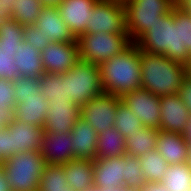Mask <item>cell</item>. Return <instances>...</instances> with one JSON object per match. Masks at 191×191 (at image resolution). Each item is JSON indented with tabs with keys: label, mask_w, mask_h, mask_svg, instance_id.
I'll use <instances>...</instances> for the list:
<instances>
[{
	"label": "cell",
	"mask_w": 191,
	"mask_h": 191,
	"mask_svg": "<svg viewBox=\"0 0 191 191\" xmlns=\"http://www.w3.org/2000/svg\"><path fill=\"white\" fill-rule=\"evenodd\" d=\"M139 49L188 66L191 60V12L176 4L136 42Z\"/></svg>",
	"instance_id": "obj_1"
},
{
	"label": "cell",
	"mask_w": 191,
	"mask_h": 191,
	"mask_svg": "<svg viewBox=\"0 0 191 191\" xmlns=\"http://www.w3.org/2000/svg\"><path fill=\"white\" fill-rule=\"evenodd\" d=\"M141 87L155 96L176 95L188 76V66L177 63L164 55L139 49Z\"/></svg>",
	"instance_id": "obj_2"
},
{
	"label": "cell",
	"mask_w": 191,
	"mask_h": 191,
	"mask_svg": "<svg viewBox=\"0 0 191 191\" xmlns=\"http://www.w3.org/2000/svg\"><path fill=\"white\" fill-rule=\"evenodd\" d=\"M98 67L106 94L121 97L126 92L141 88L139 48L134 42Z\"/></svg>",
	"instance_id": "obj_3"
},
{
	"label": "cell",
	"mask_w": 191,
	"mask_h": 191,
	"mask_svg": "<svg viewBox=\"0 0 191 191\" xmlns=\"http://www.w3.org/2000/svg\"><path fill=\"white\" fill-rule=\"evenodd\" d=\"M46 162L39 151H21L0 166L7 175L12 191H38Z\"/></svg>",
	"instance_id": "obj_4"
},
{
	"label": "cell",
	"mask_w": 191,
	"mask_h": 191,
	"mask_svg": "<svg viewBox=\"0 0 191 191\" xmlns=\"http://www.w3.org/2000/svg\"><path fill=\"white\" fill-rule=\"evenodd\" d=\"M66 96L80 108L94 97L104 94L99 67L89 61L79 60L69 71L61 73Z\"/></svg>",
	"instance_id": "obj_5"
},
{
	"label": "cell",
	"mask_w": 191,
	"mask_h": 191,
	"mask_svg": "<svg viewBox=\"0 0 191 191\" xmlns=\"http://www.w3.org/2000/svg\"><path fill=\"white\" fill-rule=\"evenodd\" d=\"M123 4L127 34L134 43L176 5L173 0H128Z\"/></svg>",
	"instance_id": "obj_6"
},
{
	"label": "cell",
	"mask_w": 191,
	"mask_h": 191,
	"mask_svg": "<svg viewBox=\"0 0 191 191\" xmlns=\"http://www.w3.org/2000/svg\"><path fill=\"white\" fill-rule=\"evenodd\" d=\"M76 41L80 59L97 66L120 53L131 43L128 34H112L103 31L81 34Z\"/></svg>",
	"instance_id": "obj_7"
},
{
	"label": "cell",
	"mask_w": 191,
	"mask_h": 191,
	"mask_svg": "<svg viewBox=\"0 0 191 191\" xmlns=\"http://www.w3.org/2000/svg\"><path fill=\"white\" fill-rule=\"evenodd\" d=\"M127 34L125 8L116 0H99L91 12L85 33Z\"/></svg>",
	"instance_id": "obj_8"
},
{
	"label": "cell",
	"mask_w": 191,
	"mask_h": 191,
	"mask_svg": "<svg viewBox=\"0 0 191 191\" xmlns=\"http://www.w3.org/2000/svg\"><path fill=\"white\" fill-rule=\"evenodd\" d=\"M120 101L119 96L106 93L94 97L80 108V118L90 123L97 134H101L107 128L114 127Z\"/></svg>",
	"instance_id": "obj_9"
},
{
	"label": "cell",
	"mask_w": 191,
	"mask_h": 191,
	"mask_svg": "<svg viewBox=\"0 0 191 191\" xmlns=\"http://www.w3.org/2000/svg\"><path fill=\"white\" fill-rule=\"evenodd\" d=\"M120 98L143 126L159 130L161 116L159 96H155L141 87L126 92Z\"/></svg>",
	"instance_id": "obj_10"
},
{
	"label": "cell",
	"mask_w": 191,
	"mask_h": 191,
	"mask_svg": "<svg viewBox=\"0 0 191 191\" xmlns=\"http://www.w3.org/2000/svg\"><path fill=\"white\" fill-rule=\"evenodd\" d=\"M41 59L45 73H65L80 60L78 44L51 42L41 51Z\"/></svg>",
	"instance_id": "obj_11"
},
{
	"label": "cell",
	"mask_w": 191,
	"mask_h": 191,
	"mask_svg": "<svg viewBox=\"0 0 191 191\" xmlns=\"http://www.w3.org/2000/svg\"><path fill=\"white\" fill-rule=\"evenodd\" d=\"M47 107L49 110L43 125L46 133L70 132L80 118V107L68 98L64 101L48 102Z\"/></svg>",
	"instance_id": "obj_12"
},
{
	"label": "cell",
	"mask_w": 191,
	"mask_h": 191,
	"mask_svg": "<svg viewBox=\"0 0 191 191\" xmlns=\"http://www.w3.org/2000/svg\"><path fill=\"white\" fill-rule=\"evenodd\" d=\"M161 116L159 130L183 134L190 113L178 94L162 96L159 99Z\"/></svg>",
	"instance_id": "obj_13"
},
{
	"label": "cell",
	"mask_w": 191,
	"mask_h": 191,
	"mask_svg": "<svg viewBox=\"0 0 191 191\" xmlns=\"http://www.w3.org/2000/svg\"><path fill=\"white\" fill-rule=\"evenodd\" d=\"M99 0H62L57 7L61 18L77 38L87 31L91 12Z\"/></svg>",
	"instance_id": "obj_14"
},
{
	"label": "cell",
	"mask_w": 191,
	"mask_h": 191,
	"mask_svg": "<svg viewBox=\"0 0 191 191\" xmlns=\"http://www.w3.org/2000/svg\"><path fill=\"white\" fill-rule=\"evenodd\" d=\"M126 155L94 160V185L106 190L108 187L124 186L126 182Z\"/></svg>",
	"instance_id": "obj_15"
},
{
	"label": "cell",
	"mask_w": 191,
	"mask_h": 191,
	"mask_svg": "<svg viewBox=\"0 0 191 191\" xmlns=\"http://www.w3.org/2000/svg\"><path fill=\"white\" fill-rule=\"evenodd\" d=\"M34 25L50 42L77 43V38L61 18L57 7L44 6Z\"/></svg>",
	"instance_id": "obj_16"
},
{
	"label": "cell",
	"mask_w": 191,
	"mask_h": 191,
	"mask_svg": "<svg viewBox=\"0 0 191 191\" xmlns=\"http://www.w3.org/2000/svg\"><path fill=\"white\" fill-rule=\"evenodd\" d=\"M72 147L71 131L59 134L44 132L39 152L47 164L63 165L73 160Z\"/></svg>",
	"instance_id": "obj_17"
},
{
	"label": "cell",
	"mask_w": 191,
	"mask_h": 191,
	"mask_svg": "<svg viewBox=\"0 0 191 191\" xmlns=\"http://www.w3.org/2000/svg\"><path fill=\"white\" fill-rule=\"evenodd\" d=\"M6 128L9 130V136H12V148L15 152L39 151L41 149L44 133L42 127L13 118Z\"/></svg>",
	"instance_id": "obj_18"
},
{
	"label": "cell",
	"mask_w": 191,
	"mask_h": 191,
	"mask_svg": "<svg viewBox=\"0 0 191 191\" xmlns=\"http://www.w3.org/2000/svg\"><path fill=\"white\" fill-rule=\"evenodd\" d=\"M73 159L95 160L98 134L92 125L79 118L72 131Z\"/></svg>",
	"instance_id": "obj_19"
},
{
	"label": "cell",
	"mask_w": 191,
	"mask_h": 191,
	"mask_svg": "<svg viewBox=\"0 0 191 191\" xmlns=\"http://www.w3.org/2000/svg\"><path fill=\"white\" fill-rule=\"evenodd\" d=\"M156 150L169 165L186 163L188 142L183 134L158 130Z\"/></svg>",
	"instance_id": "obj_20"
},
{
	"label": "cell",
	"mask_w": 191,
	"mask_h": 191,
	"mask_svg": "<svg viewBox=\"0 0 191 191\" xmlns=\"http://www.w3.org/2000/svg\"><path fill=\"white\" fill-rule=\"evenodd\" d=\"M47 106V99L39 91L35 96L27 97L23 103L16 104L13 118L43 128L49 110Z\"/></svg>",
	"instance_id": "obj_21"
},
{
	"label": "cell",
	"mask_w": 191,
	"mask_h": 191,
	"mask_svg": "<svg viewBox=\"0 0 191 191\" xmlns=\"http://www.w3.org/2000/svg\"><path fill=\"white\" fill-rule=\"evenodd\" d=\"M67 184L75 191L94 185V160L73 159L63 164Z\"/></svg>",
	"instance_id": "obj_22"
},
{
	"label": "cell",
	"mask_w": 191,
	"mask_h": 191,
	"mask_svg": "<svg viewBox=\"0 0 191 191\" xmlns=\"http://www.w3.org/2000/svg\"><path fill=\"white\" fill-rule=\"evenodd\" d=\"M15 64L18 67L19 77L39 78L43 73L41 52L23 41L19 44L18 51L14 55Z\"/></svg>",
	"instance_id": "obj_23"
},
{
	"label": "cell",
	"mask_w": 191,
	"mask_h": 191,
	"mask_svg": "<svg viewBox=\"0 0 191 191\" xmlns=\"http://www.w3.org/2000/svg\"><path fill=\"white\" fill-rule=\"evenodd\" d=\"M126 152L125 138L115 127L107 128L103 133L98 134L95 159L124 156Z\"/></svg>",
	"instance_id": "obj_24"
},
{
	"label": "cell",
	"mask_w": 191,
	"mask_h": 191,
	"mask_svg": "<svg viewBox=\"0 0 191 191\" xmlns=\"http://www.w3.org/2000/svg\"><path fill=\"white\" fill-rule=\"evenodd\" d=\"M158 130L143 126L138 132L125 138L126 155L139 157L150 150H156Z\"/></svg>",
	"instance_id": "obj_25"
},
{
	"label": "cell",
	"mask_w": 191,
	"mask_h": 191,
	"mask_svg": "<svg viewBox=\"0 0 191 191\" xmlns=\"http://www.w3.org/2000/svg\"><path fill=\"white\" fill-rule=\"evenodd\" d=\"M161 183L167 191H191V167L187 163L169 165Z\"/></svg>",
	"instance_id": "obj_26"
},
{
	"label": "cell",
	"mask_w": 191,
	"mask_h": 191,
	"mask_svg": "<svg viewBox=\"0 0 191 191\" xmlns=\"http://www.w3.org/2000/svg\"><path fill=\"white\" fill-rule=\"evenodd\" d=\"M145 183H161L169 164L157 150L139 156Z\"/></svg>",
	"instance_id": "obj_27"
},
{
	"label": "cell",
	"mask_w": 191,
	"mask_h": 191,
	"mask_svg": "<svg viewBox=\"0 0 191 191\" xmlns=\"http://www.w3.org/2000/svg\"><path fill=\"white\" fill-rule=\"evenodd\" d=\"M38 191H68L63 165L46 164L41 174Z\"/></svg>",
	"instance_id": "obj_28"
},
{
	"label": "cell",
	"mask_w": 191,
	"mask_h": 191,
	"mask_svg": "<svg viewBox=\"0 0 191 191\" xmlns=\"http://www.w3.org/2000/svg\"><path fill=\"white\" fill-rule=\"evenodd\" d=\"M24 29L13 18L7 20L0 27V49L17 53L19 44L24 41Z\"/></svg>",
	"instance_id": "obj_29"
},
{
	"label": "cell",
	"mask_w": 191,
	"mask_h": 191,
	"mask_svg": "<svg viewBox=\"0 0 191 191\" xmlns=\"http://www.w3.org/2000/svg\"><path fill=\"white\" fill-rule=\"evenodd\" d=\"M43 7L40 0H15L12 18L24 27L34 25Z\"/></svg>",
	"instance_id": "obj_30"
},
{
	"label": "cell",
	"mask_w": 191,
	"mask_h": 191,
	"mask_svg": "<svg viewBox=\"0 0 191 191\" xmlns=\"http://www.w3.org/2000/svg\"><path fill=\"white\" fill-rule=\"evenodd\" d=\"M40 91L48 102L64 101L66 96L65 82L60 74L43 73L40 77Z\"/></svg>",
	"instance_id": "obj_31"
},
{
	"label": "cell",
	"mask_w": 191,
	"mask_h": 191,
	"mask_svg": "<svg viewBox=\"0 0 191 191\" xmlns=\"http://www.w3.org/2000/svg\"><path fill=\"white\" fill-rule=\"evenodd\" d=\"M114 127L127 138L138 132L142 127V123L135 117L133 112L122 102L118 103L116 118L114 119Z\"/></svg>",
	"instance_id": "obj_32"
},
{
	"label": "cell",
	"mask_w": 191,
	"mask_h": 191,
	"mask_svg": "<svg viewBox=\"0 0 191 191\" xmlns=\"http://www.w3.org/2000/svg\"><path fill=\"white\" fill-rule=\"evenodd\" d=\"M16 104L23 103L27 97L35 96L40 91V78L16 77L12 80Z\"/></svg>",
	"instance_id": "obj_33"
},
{
	"label": "cell",
	"mask_w": 191,
	"mask_h": 191,
	"mask_svg": "<svg viewBox=\"0 0 191 191\" xmlns=\"http://www.w3.org/2000/svg\"><path fill=\"white\" fill-rule=\"evenodd\" d=\"M126 165V182L124 186L141 189L145 184V179L139 157L126 155Z\"/></svg>",
	"instance_id": "obj_34"
},
{
	"label": "cell",
	"mask_w": 191,
	"mask_h": 191,
	"mask_svg": "<svg viewBox=\"0 0 191 191\" xmlns=\"http://www.w3.org/2000/svg\"><path fill=\"white\" fill-rule=\"evenodd\" d=\"M16 52H7L0 49V78L13 80L19 77L18 67L15 64Z\"/></svg>",
	"instance_id": "obj_35"
},
{
	"label": "cell",
	"mask_w": 191,
	"mask_h": 191,
	"mask_svg": "<svg viewBox=\"0 0 191 191\" xmlns=\"http://www.w3.org/2000/svg\"><path fill=\"white\" fill-rule=\"evenodd\" d=\"M24 41L40 52L45 46L51 43L47 38H45L42 31L35 27V25L25 26Z\"/></svg>",
	"instance_id": "obj_36"
},
{
	"label": "cell",
	"mask_w": 191,
	"mask_h": 191,
	"mask_svg": "<svg viewBox=\"0 0 191 191\" xmlns=\"http://www.w3.org/2000/svg\"><path fill=\"white\" fill-rule=\"evenodd\" d=\"M15 106L16 100L12 81L0 78V109L11 108L14 110Z\"/></svg>",
	"instance_id": "obj_37"
},
{
	"label": "cell",
	"mask_w": 191,
	"mask_h": 191,
	"mask_svg": "<svg viewBox=\"0 0 191 191\" xmlns=\"http://www.w3.org/2000/svg\"><path fill=\"white\" fill-rule=\"evenodd\" d=\"M12 147V136H9V130L0 129V164L16 153Z\"/></svg>",
	"instance_id": "obj_38"
},
{
	"label": "cell",
	"mask_w": 191,
	"mask_h": 191,
	"mask_svg": "<svg viewBox=\"0 0 191 191\" xmlns=\"http://www.w3.org/2000/svg\"><path fill=\"white\" fill-rule=\"evenodd\" d=\"M178 95L186 105L191 115V76L188 75L184 79L182 87L179 89Z\"/></svg>",
	"instance_id": "obj_39"
},
{
	"label": "cell",
	"mask_w": 191,
	"mask_h": 191,
	"mask_svg": "<svg viewBox=\"0 0 191 191\" xmlns=\"http://www.w3.org/2000/svg\"><path fill=\"white\" fill-rule=\"evenodd\" d=\"M12 119L13 110L11 108L0 109V129L6 128Z\"/></svg>",
	"instance_id": "obj_40"
},
{
	"label": "cell",
	"mask_w": 191,
	"mask_h": 191,
	"mask_svg": "<svg viewBox=\"0 0 191 191\" xmlns=\"http://www.w3.org/2000/svg\"><path fill=\"white\" fill-rule=\"evenodd\" d=\"M141 191H167L166 187L162 183H145Z\"/></svg>",
	"instance_id": "obj_41"
},
{
	"label": "cell",
	"mask_w": 191,
	"mask_h": 191,
	"mask_svg": "<svg viewBox=\"0 0 191 191\" xmlns=\"http://www.w3.org/2000/svg\"><path fill=\"white\" fill-rule=\"evenodd\" d=\"M0 191H12L5 171L0 166Z\"/></svg>",
	"instance_id": "obj_42"
},
{
	"label": "cell",
	"mask_w": 191,
	"mask_h": 191,
	"mask_svg": "<svg viewBox=\"0 0 191 191\" xmlns=\"http://www.w3.org/2000/svg\"><path fill=\"white\" fill-rule=\"evenodd\" d=\"M14 3L15 0H0V8H2L4 12H7L12 16Z\"/></svg>",
	"instance_id": "obj_43"
},
{
	"label": "cell",
	"mask_w": 191,
	"mask_h": 191,
	"mask_svg": "<svg viewBox=\"0 0 191 191\" xmlns=\"http://www.w3.org/2000/svg\"><path fill=\"white\" fill-rule=\"evenodd\" d=\"M100 191H141V189L126 187V186H116V187L110 186L106 190L100 188Z\"/></svg>",
	"instance_id": "obj_44"
},
{
	"label": "cell",
	"mask_w": 191,
	"mask_h": 191,
	"mask_svg": "<svg viewBox=\"0 0 191 191\" xmlns=\"http://www.w3.org/2000/svg\"><path fill=\"white\" fill-rule=\"evenodd\" d=\"M183 136L186 138L187 142H191V115L187 122V126L183 133Z\"/></svg>",
	"instance_id": "obj_45"
},
{
	"label": "cell",
	"mask_w": 191,
	"mask_h": 191,
	"mask_svg": "<svg viewBox=\"0 0 191 191\" xmlns=\"http://www.w3.org/2000/svg\"><path fill=\"white\" fill-rule=\"evenodd\" d=\"M12 16L7 13V12H4V10L2 8H0V27L5 24V22L9 19H11Z\"/></svg>",
	"instance_id": "obj_46"
},
{
	"label": "cell",
	"mask_w": 191,
	"mask_h": 191,
	"mask_svg": "<svg viewBox=\"0 0 191 191\" xmlns=\"http://www.w3.org/2000/svg\"><path fill=\"white\" fill-rule=\"evenodd\" d=\"M43 6L58 7L62 0H40Z\"/></svg>",
	"instance_id": "obj_47"
},
{
	"label": "cell",
	"mask_w": 191,
	"mask_h": 191,
	"mask_svg": "<svg viewBox=\"0 0 191 191\" xmlns=\"http://www.w3.org/2000/svg\"><path fill=\"white\" fill-rule=\"evenodd\" d=\"M186 163L191 167V142H188V156Z\"/></svg>",
	"instance_id": "obj_48"
},
{
	"label": "cell",
	"mask_w": 191,
	"mask_h": 191,
	"mask_svg": "<svg viewBox=\"0 0 191 191\" xmlns=\"http://www.w3.org/2000/svg\"><path fill=\"white\" fill-rule=\"evenodd\" d=\"M182 5L191 12V0H184Z\"/></svg>",
	"instance_id": "obj_49"
},
{
	"label": "cell",
	"mask_w": 191,
	"mask_h": 191,
	"mask_svg": "<svg viewBox=\"0 0 191 191\" xmlns=\"http://www.w3.org/2000/svg\"><path fill=\"white\" fill-rule=\"evenodd\" d=\"M84 191H100V188L97 187V186H95V185H93V186L87 188V189L84 190Z\"/></svg>",
	"instance_id": "obj_50"
},
{
	"label": "cell",
	"mask_w": 191,
	"mask_h": 191,
	"mask_svg": "<svg viewBox=\"0 0 191 191\" xmlns=\"http://www.w3.org/2000/svg\"><path fill=\"white\" fill-rule=\"evenodd\" d=\"M188 75L191 76V60L188 65Z\"/></svg>",
	"instance_id": "obj_51"
},
{
	"label": "cell",
	"mask_w": 191,
	"mask_h": 191,
	"mask_svg": "<svg viewBox=\"0 0 191 191\" xmlns=\"http://www.w3.org/2000/svg\"><path fill=\"white\" fill-rule=\"evenodd\" d=\"M176 4H182L184 0H173Z\"/></svg>",
	"instance_id": "obj_52"
},
{
	"label": "cell",
	"mask_w": 191,
	"mask_h": 191,
	"mask_svg": "<svg viewBox=\"0 0 191 191\" xmlns=\"http://www.w3.org/2000/svg\"><path fill=\"white\" fill-rule=\"evenodd\" d=\"M116 1L124 3L125 1H128V0H116Z\"/></svg>",
	"instance_id": "obj_53"
},
{
	"label": "cell",
	"mask_w": 191,
	"mask_h": 191,
	"mask_svg": "<svg viewBox=\"0 0 191 191\" xmlns=\"http://www.w3.org/2000/svg\"><path fill=\"white\" fill-rule=\"evenodd\" d=\"M68 191H75V190L68 186Z\"/></svg>",
	"instance_id": "obj_54"
}]
</instances>
